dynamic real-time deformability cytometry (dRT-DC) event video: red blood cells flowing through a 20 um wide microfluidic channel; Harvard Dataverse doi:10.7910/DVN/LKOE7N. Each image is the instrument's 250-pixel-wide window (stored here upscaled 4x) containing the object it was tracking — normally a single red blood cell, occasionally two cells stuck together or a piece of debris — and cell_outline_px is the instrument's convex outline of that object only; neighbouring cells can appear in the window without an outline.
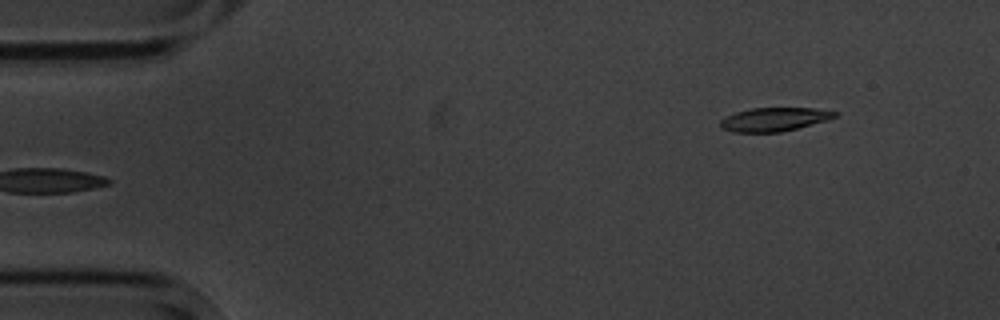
{"species": "common noctule bat (a hibernating species)", "species_latin": "Nyctalus noctula", "temperature_condition": "cold", "stored_images_in_passage": 4, "segment_of_instrument_passage": [2, 2], "camera_frame_rate_fps": 3000, "um_per_image_px": 0.085, "animal": {"sex": "male", "body_mass_g": 20.1, "forearm_length_mm": 53.5}, "frame": {"image": 1, "passage_image": 4, "time_ms": 3.667, "image_size_px": [1000, 320], "cell_outline_px": [[840, 112], [836, 116], [828, 120], [780, 132], [732, 132], [720, 128], [720, 120], [724, 116], [736, 112], [752, 108], [816, 108]], "centroid_in_image_um": [65.79, 10.14], "position_along_channel_um": 19.2, "area_um2": 15.84}}